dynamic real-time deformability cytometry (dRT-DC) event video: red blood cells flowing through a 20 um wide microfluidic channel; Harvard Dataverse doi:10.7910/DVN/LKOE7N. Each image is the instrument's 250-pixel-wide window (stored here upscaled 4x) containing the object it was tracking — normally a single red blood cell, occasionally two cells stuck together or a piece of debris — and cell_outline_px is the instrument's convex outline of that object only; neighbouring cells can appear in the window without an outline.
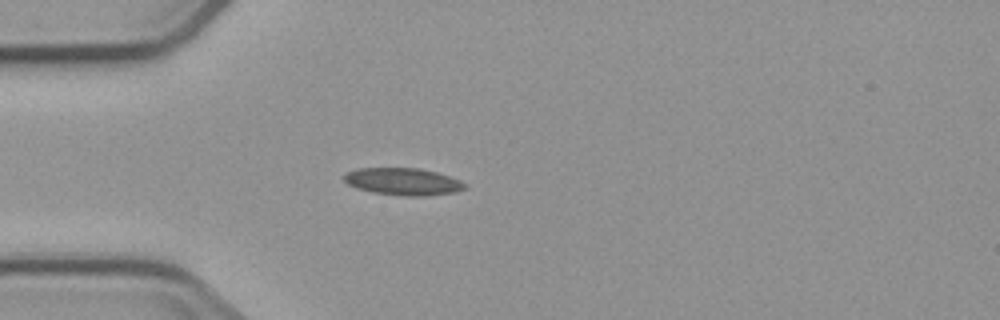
{"species": "common noctule bat (a hibernating species)", "species_latin": "Nyctalus noctula", "temperature_condition": "cold", "stored_images_in_passage": 5, "camera_frame_rate_fps": 3000, "um_per_image_px": 0.085, "animal": {"sex": "male", "body_mass_g": 23.1, "forearm_length_mm": 52.7}, "frame": {"image": 1, "passage_image": 5, "time_ms": 5.667, "image_size_px": [1000, 320], "cell_outline_px": [[468, 188], [456, 192], [428, 196], [404, 196], [372, 192], [356, 188], [348, 184], [344, 180], [344, 172], [356, 168], [420, 168], [436, 172], [460, 180], [468, 184]], "centroid_in_image_um": [34.28, 15.43], "position_along_channel_um": 50.7, "area_um2": 19.42}}